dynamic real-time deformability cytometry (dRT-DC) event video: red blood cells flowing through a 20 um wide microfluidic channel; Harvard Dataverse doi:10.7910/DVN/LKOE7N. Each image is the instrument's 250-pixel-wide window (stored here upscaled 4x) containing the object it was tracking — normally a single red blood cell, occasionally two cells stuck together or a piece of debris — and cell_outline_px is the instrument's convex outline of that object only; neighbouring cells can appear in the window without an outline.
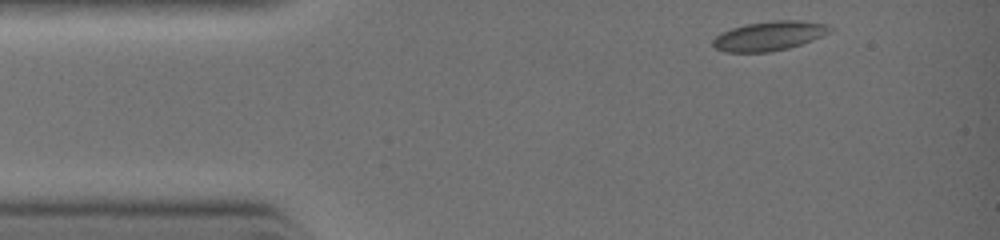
{"species": "common noctule bat (a hibernating species)", "species_latin": "Nyctalus noctula", "temperature_condition": "warm", "stored_images_in_passage": 30, "camera_frame_rate_fps": 3000, "um_per_image_px": 0.085, "animal": {"sex": "female", "body_mass_g": 19.0, "forearm_length_mm": 51.5}, "frame": {"image": 1, "passage_image": 1, "time_ms": 0.0, "image_size_px": [1000, 240], "cell_outline_px": [[832, 28], [828, 32], [812, 40], [788, 48], [768, 52], [724, 52], [716, 48], [712, 44], [712, 40], [716, 36], [732, 28], [744, 24], [776, 20], [800, 20], [828, 24]], "centroid_in_image_um": [65.36, 3.05], "position_along_channel_um": 19.6, "area_um2": 19.83}}
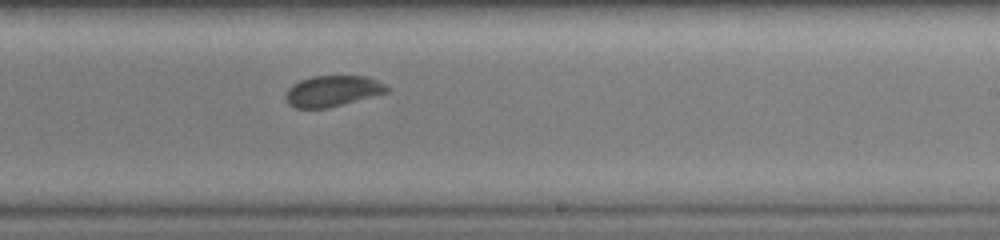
{"frame": {"image": 2, "passage_image": 17, "time_ms": 5.333, "image_size_px": [1000, 240], "cell_outline_px": [[388, 92], [328, 108], [296, 108], [288, 100], [288, 88], [292, 84], [300, 80], [312, 76], [364, 76], [376, 80], [384, 84], [388, 88]], "centroid_in_image_um": [28.29, 7.73], "position_along_channel_um": 260.7, "area_um2": 17.8}}
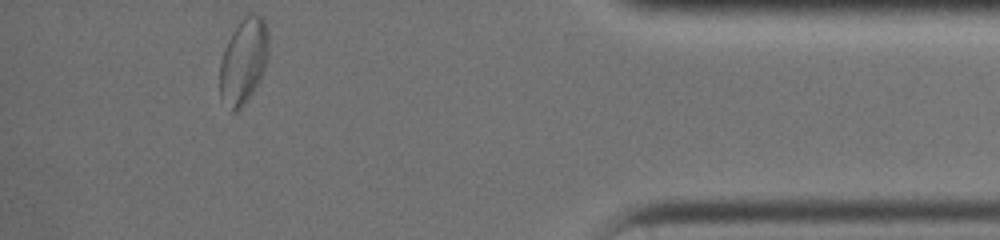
{"frame": {"image": 3, "passage_image": 30, "time_ms": 8.667, "image_size_px": [1000, 240], "cell_outline_px": [[268, 56], [264, 68], [252, 92], [244, 104], [236, 112], [232, 112], [220, 96], [220, 64], [224, 48], [232, 32], [240, 20], [248, 12], [252, 12], [260, 16], [264, 20], [268, 32]], "centroid_in_image_um": [20.69, 5.15], "position_along_channel_um": 414.5, "area_um2": 24.1}}